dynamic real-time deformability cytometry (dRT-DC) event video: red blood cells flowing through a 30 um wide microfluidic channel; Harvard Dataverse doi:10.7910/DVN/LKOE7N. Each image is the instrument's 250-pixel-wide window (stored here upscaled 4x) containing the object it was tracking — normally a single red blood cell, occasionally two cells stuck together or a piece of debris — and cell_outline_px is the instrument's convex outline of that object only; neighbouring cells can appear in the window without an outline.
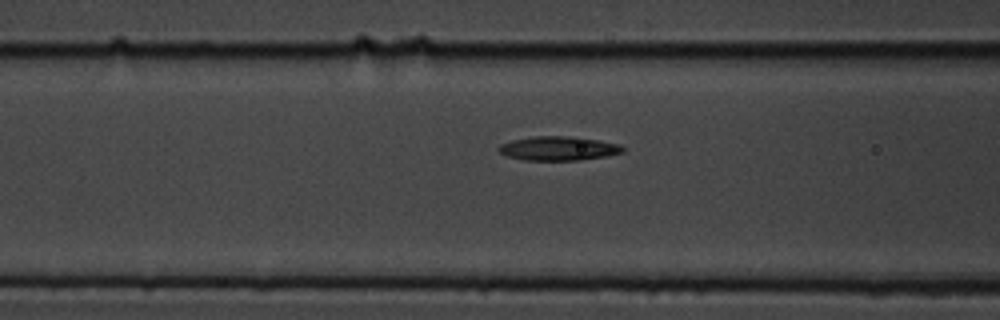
{"species": "common noctule bat (a hibernating species)", "species_latin": "Nyctalus noctula", "temperature_condition": "cold", "stored_images_in_passage": 18, "camera_frame_rate_fps": 3000, "um_per_image_px": 0.085, "animal": {"sex": "male", "body_mass_g": 19.5, "forearm_length_mm": 54.6}, "frame": {"image": 1, "passage_image": 16, "time_ms": 5.0, "image_size_px": [1000, 320], "cell_outline_px": [[624, 152], [608, 156], [580, 160], [524, 160], [508, 156], [500, 152], [496, 148], [500, 144], [512, 140], [532, 136], [568, 136], [600, 140], [620, 144], [624, 148]], "centroid_in_image_um": [47.48, 12.61], "position_along_channel_um": 119.1, "area_um2": 17.51}}